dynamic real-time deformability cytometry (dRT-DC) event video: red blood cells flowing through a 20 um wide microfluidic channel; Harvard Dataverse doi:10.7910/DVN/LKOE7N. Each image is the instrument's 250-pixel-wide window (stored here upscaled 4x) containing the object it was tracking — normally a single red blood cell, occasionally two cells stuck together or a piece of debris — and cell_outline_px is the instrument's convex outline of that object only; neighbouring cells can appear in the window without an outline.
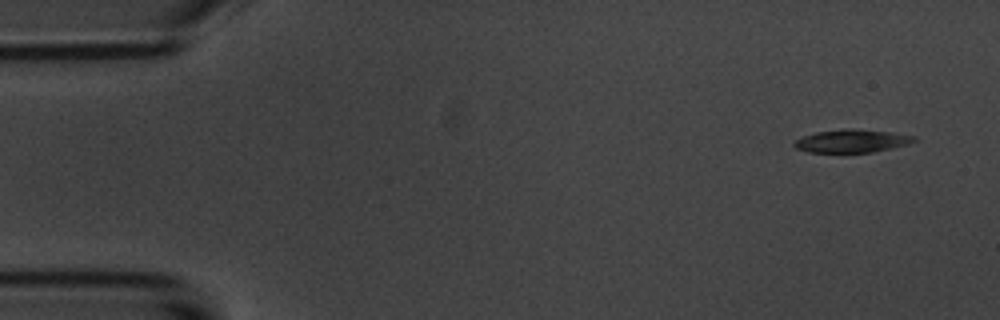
{"species": "common noctule bat (a hibernating species)", "species_latin": "Nyctalus noctula", "temperature_condition": "room temperature", "stored_images_in_passage": 5, "camera_frame_rate_fps": 3000, "um_per_image_px": 0.085, "animal": {"sex": "male", "body_mass_g": 20.1, "forearm_length_mm": 53.5}, "frame": {"image": 1, "passage_image": 1, "time_ms": 0.0, "image_size_px": [1000, 320], "cell_outline_px": [[916, 140], [908, 144], [892, 148], [872, 152], [808, 152], [796, 148], [792, 144], [796, 140], [804, 136], [816, 132], [848, 128], [852, 128], [892, 132], [916, 136]], "centroid_in_image_um": [72.42, 11.98], "position_along_channel_um": 12.6, "area_um2": 16.01}}
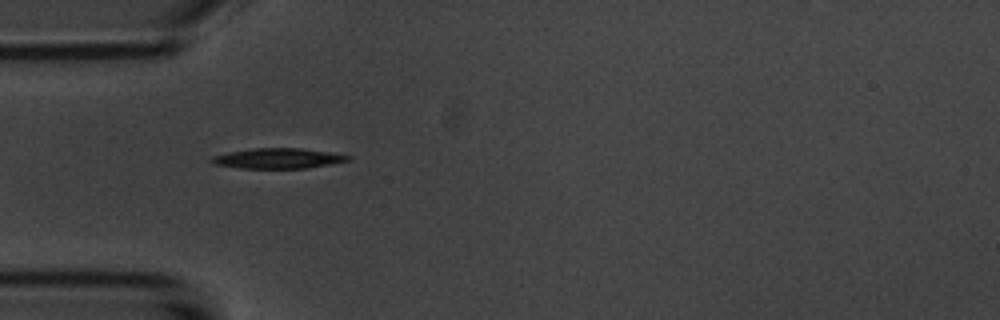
{"frame": {"image": 2, "passage_image": 4, "time_ms": 4.333, "image_size_px": [1000, 320], "cell_outline_px": [[352, 160], [308, 168], [240, 168], [212, 164], [208, 160], [212, 156], [228, 152], [252, 148], [300, 148], [328, 152], [352, 156]], "centroid_in_image_um": [23.6, 13.46], "position_along_channel_um": 61.4, "area_um2": 16.18}}
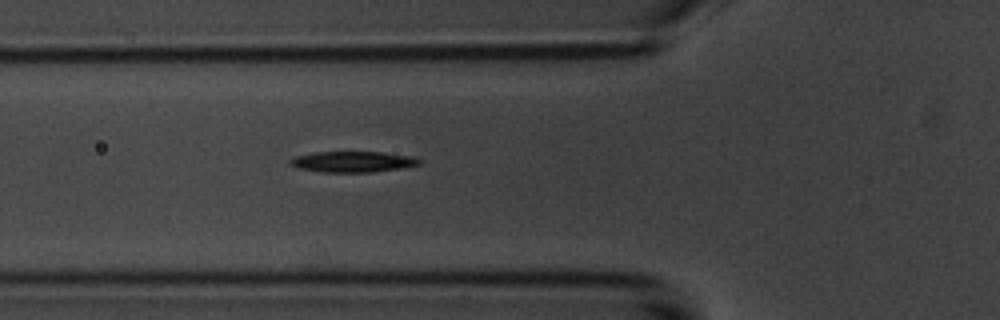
{"frame": {"image": 3, "passage_image": 5, "time_ms": 5.333, "image_size_px": [1000, 320], "cell_outline_px": [[420, 164], [400, 168], [372, 172], [320, 172], [296, 168], [288, 164], [288, 160], [296, 156], [312, 152], [380, 152], [412, 156], [420, 160]], "centroid_in_image_um": [29.9, 13.75], "position_along_channel_um": 95.9, "area_um2": 15.72}}